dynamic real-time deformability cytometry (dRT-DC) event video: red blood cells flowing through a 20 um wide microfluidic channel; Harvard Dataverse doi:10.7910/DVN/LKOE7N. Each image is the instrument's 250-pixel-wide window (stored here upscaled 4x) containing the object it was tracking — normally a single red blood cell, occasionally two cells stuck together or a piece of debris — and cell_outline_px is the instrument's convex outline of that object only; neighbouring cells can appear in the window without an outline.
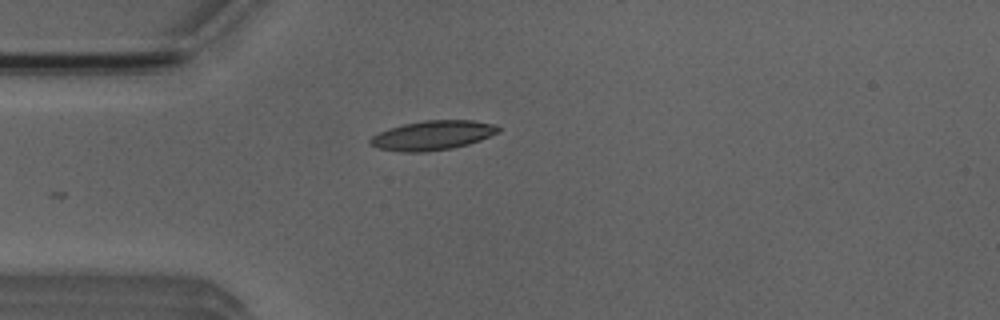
{"species": "Egyptian fruit bat (a non-hibernating species)", "species_latin": "Rousettus aegyptiacus", "temperature_condition": "room temperature", "stored_images_in_passage": 9, "camera_frame_rate_fps": 3000, "um_per_image_px": 0.085, "animal": {"sex": "male"}, "frame": {"image": 1, "passage_image": 1, "time_ms": 0.0, "image_size_px": [1000, 320], "cell_outline_px": [[500, 132], [480, 140], [468, 144], [452, 148], [424, 152], [400, 152], [380, 148], [368, 144], [368, 140], [372, 136], [380, 132], [404, 124], [424, 120], [472, 120], [496, 124], [500, 128]], "centroid_in_image_um": [36.79, 11.5], "position_along_channel_um": 48.2, "area_um2": 21.91}}